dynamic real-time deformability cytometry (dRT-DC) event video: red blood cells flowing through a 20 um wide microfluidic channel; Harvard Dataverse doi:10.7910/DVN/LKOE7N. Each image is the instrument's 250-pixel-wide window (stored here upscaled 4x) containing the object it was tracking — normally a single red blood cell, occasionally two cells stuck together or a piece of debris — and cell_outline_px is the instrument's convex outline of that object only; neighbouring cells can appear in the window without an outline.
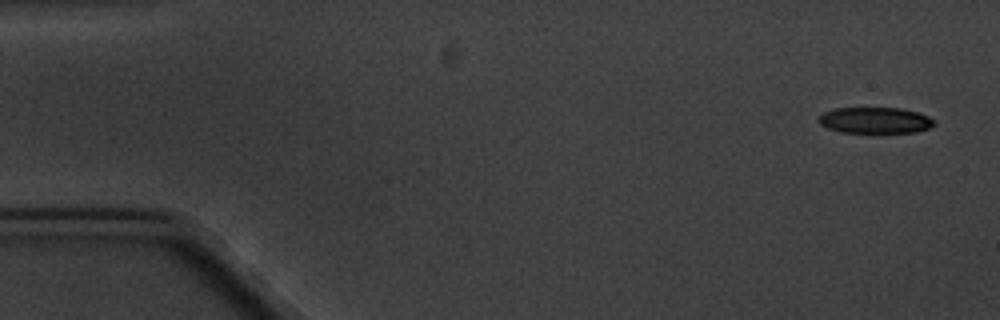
{"species": "common noctule bat (a hibernating species)", "species_latin": "Nyctalus noctula", "temperature_condition": "cold", "stored_images_in_passage": 11, "camera_frame_rate_fps": 3000, "um_per_image_px": 0.085, "animal": {"sex": "male", "body_mass_g": 20.1, "forearm_length_mm": 53.5}, "frame": {"image": 1, "passage_image": 1, "time_ms": 0.0, "image_size_px": [1000, 320], "cell_outline_px": [[936, 124], [928, 128], [916, 132], [840, 132], [828, 128], [820, 124], [816, 120], [816, 116], [824, 112], [836, 108], [900, 108], [916, 112], [928, 116]], "centroid_in_image_um": [74.32, 10.22], "position_along_channel_um": 10.7, "area_um2": 17.51}}
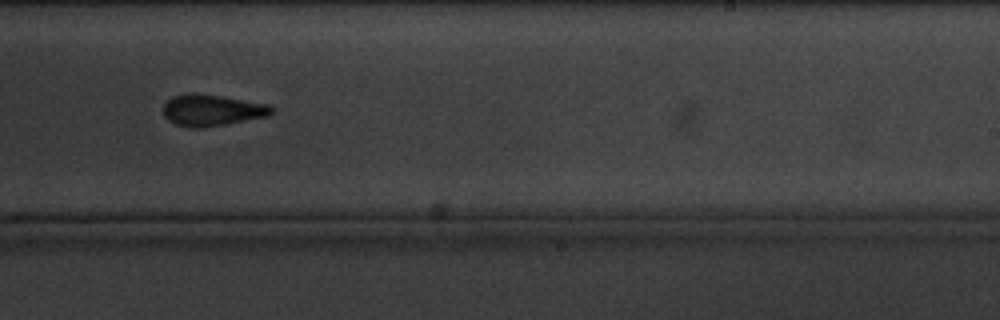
{"frame": {"image": 2, "passage_image": 10, "time_ms": 11.333, "image_size_px": [1000, 320], "cell_outline_px": [[276, 108], [268, 116], [204, 128], [188, 128], [176, 124], [168, 120], [164, 116], [164, 104], [172, 96], [192, 92], [196, 92], [268, 104]], "centroid_in_image_um": [18.0, 9.37], "position_along_channel_um": 271.0, "area_um2": 19.94}}
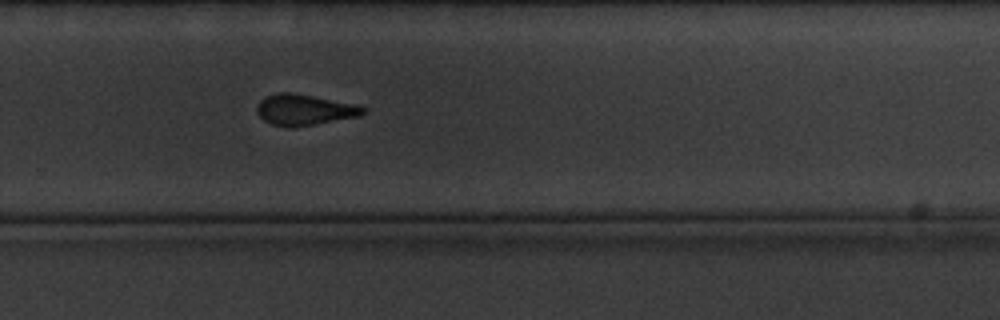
{"frame": {"image": 3, "passage_image": 11, "time_ms": 12.333, "image_size_px": [1000, 320], "cell_outline_px": [[368, 112], [360, 116], [292, 128], [288, 128], [272, 124], [264, 120], [256, 112], [256, 104], [264, 96], [280, 92], [292, 92], [356, 104], [368, 108]], "centroid_in_image_um": [25.88, 9.33], "position_along_channel_um": 303.9, "area_um2": 19.42}}